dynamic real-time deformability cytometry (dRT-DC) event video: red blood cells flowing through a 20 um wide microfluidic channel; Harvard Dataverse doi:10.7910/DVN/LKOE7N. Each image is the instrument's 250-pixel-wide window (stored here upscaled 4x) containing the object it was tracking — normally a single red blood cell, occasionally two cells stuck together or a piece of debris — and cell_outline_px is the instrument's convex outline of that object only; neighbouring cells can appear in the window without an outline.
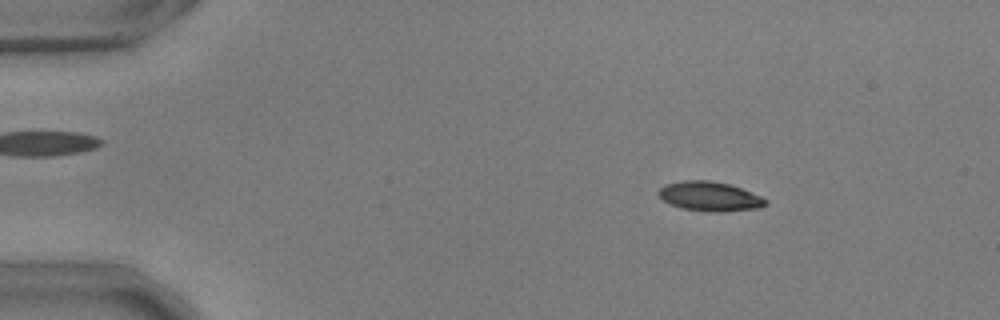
{"species": "common noctule bat (a hibernating species)", "species_latin": "Nyctalus noctula", "temperature_condition": "warm", "stored_images_in_passage": 54, "camera_frame_rate_fps": 3000, "um_per_image_px": 0.085, "animal": {"sex": "male", "body_mass_g": 17.9, "forearm_length_mm": 54.2}, "frame": {"image": 1, "passage_image": 8, "time_ms": 2.333, "image_size_px": [1000, 320], "cell_outline_px": [[768, 200], [760, 208], [720, 212], [708, 212], [680, 208], [664, 200], [656, 192], [664, 184], [684, 180], [708, 180], [728, 184], [740, 188], [760, 196]], "centroid_in_image_um": [60.29, 16.69], "position_along_channel_um": 24.7, "area_um2": 18.26}}
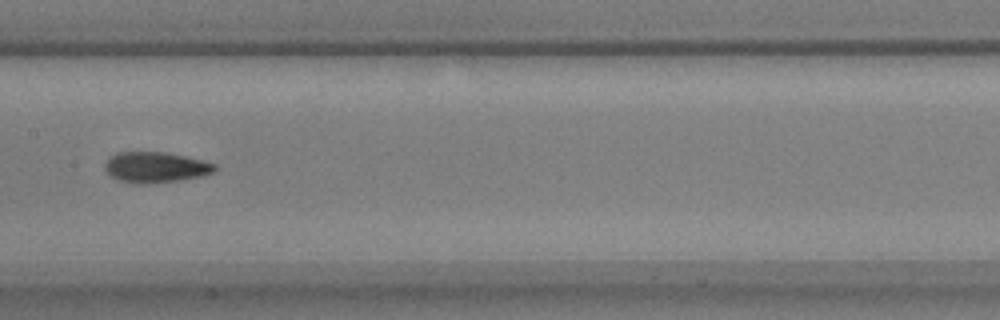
{"frame": {"image": 2, "passage_image": 28, "time_ms": 9.0, "image_size_px": [1000, 320], "cell_outline_px": [[216, 168], [212, 172], [200, 176], [180, 180], [152, 184], [136, 184], [120, 180], [108, 176], [104, 168], [104, 164], [116, 152], [164, 152], [184, 156], [216, 164]], "centroid_in_image_um": [13.17, 14.23], "position_along_channel_um": 194.2, "area_um2": 19.59}}
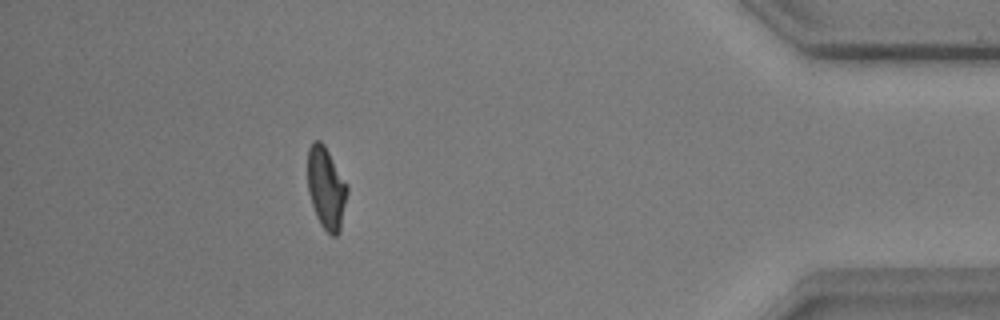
{"frame": {"image": 3, "passage_image": 49, "time_ms": 16.0, "image_size_px": [1000, 320], "cell_outline_px": [[348, 192], [340, 232], [336, 236], [332, 236], [320, 224], [316, 216], [308, 192], [308, 148], [312, 140], [320, 140], [324, 144], [348, 184]], "centroid_in_image_um": [27.74, 15.97], "position_along_channel_um": 407.5, "area_um2": 19.13}, "authors_computed_cell_mechanics": {"area_um2": 19.0162, "velocity_mm_per_s": 3.7064, "shape_relaxation_time_tau1_ms": 7.6494, "shape_relaxation_time_tau2_ms": 2.7718, "deformation_change_tau1": 0.2123, "deformation_change_tau2": 0.0902}}